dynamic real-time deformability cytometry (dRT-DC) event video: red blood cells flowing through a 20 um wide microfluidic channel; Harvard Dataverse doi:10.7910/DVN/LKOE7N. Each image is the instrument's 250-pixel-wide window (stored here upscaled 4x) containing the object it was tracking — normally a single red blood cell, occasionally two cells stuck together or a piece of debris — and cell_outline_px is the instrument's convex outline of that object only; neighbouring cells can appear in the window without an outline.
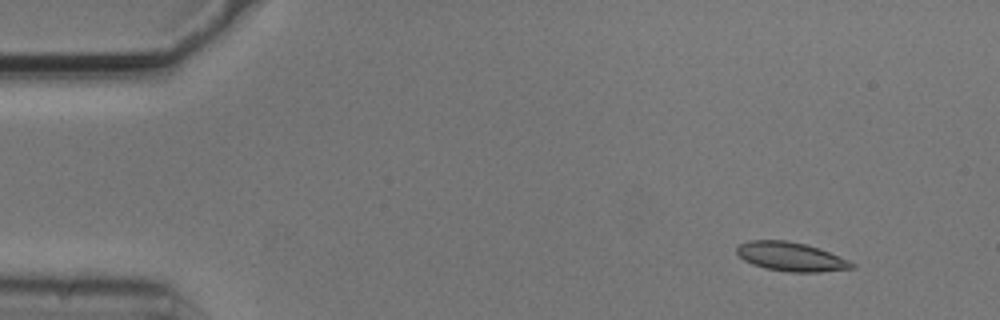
{"species": "common noctule bat (a hibernating species)", "species_latin": "Nyctalus noctula", "temperature_condition": "cold", "stored_images_in_passage": 5, "camera_frame_rate_fps": 3000, "um_per_image_px": 0.085, "animal": {"sex": "male", "body_mass_g": 20.5, "forearm_length_mm": 52.5}, "frame": {"image": 1, "passage_image": 1, "time_ms": 0.0, "image_size_px": [1000, 320], "cell_outline_px": [[856, 268], [820, 272], [788, 272], [764, 268], [752, 264], [744, 260], [736, 252], [736, 248], [740, 244], [748, 240], [784, 240], [804, 244], [828, 252], [848, 260], [856, 264]], "centroid_in_image_um": [67.21, 21.83], "position_along_channel_um": 17.8, "area_um2": 19.31}}
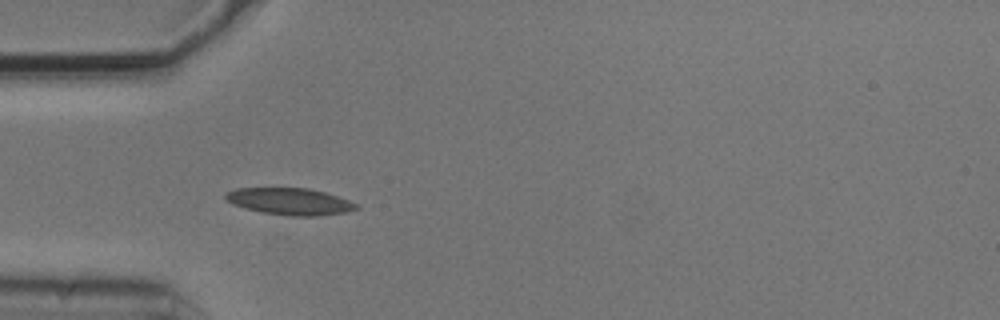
{"frame": {"image": 2, "passage_image": 4, "time_ms": 1.0, "image_size_px": [1000, 320], "cell_outline_px": [[360, 208], [348, 212], [320, 216], [288, 216], [260, 212], [244, 208], [232, 204], [224, 196], [224, 192], [236, 188], [308, 188], [324, 192], [348, 200], [356, 204]], "centroid_in_image_um": [24.62, 17.13], "position_along_channel_um": 60.4, "area_um2": 20.58}}
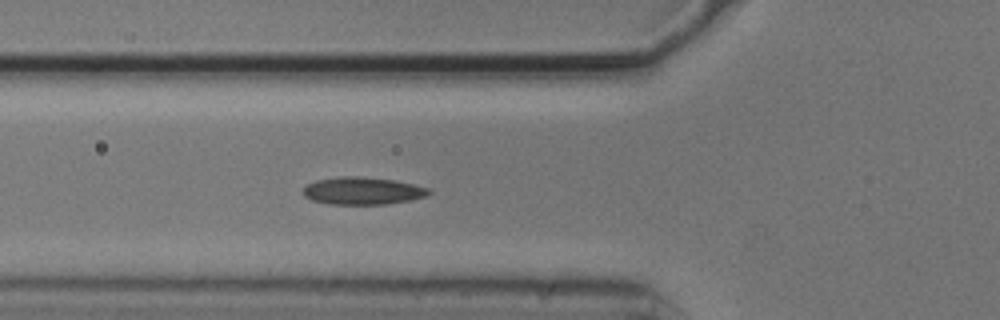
{"frame": {"image": 3, "passage_image": 5, "time_ms": 1.333, "image_size_px": [1000, 320], "cell_outline_px": [[432, 192], [428, 196], [388, 204], [328, 204], [312, 200], [304, 196], [304, 188], [308, 184], [316, 180], [340, 176], [360, 176], [392, 180], [412, 184], [428, 188]], "centroid_in_image_um": [30.82, 16.22], "position_along_channel_um": 95.0, "area_um2": 20.0}}